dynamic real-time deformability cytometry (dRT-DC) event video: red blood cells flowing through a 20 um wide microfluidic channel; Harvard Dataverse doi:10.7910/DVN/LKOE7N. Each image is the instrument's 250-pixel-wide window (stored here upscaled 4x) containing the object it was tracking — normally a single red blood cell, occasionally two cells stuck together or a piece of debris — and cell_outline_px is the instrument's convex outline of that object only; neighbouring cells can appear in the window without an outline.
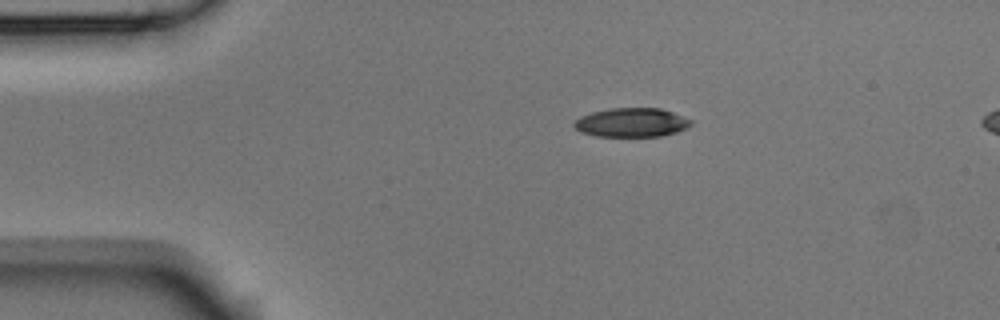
{"species": "Egyptian fruit bat (a non-hibernating species)", "species_latin": "Rousettus aegyptiacus", "temperature_condition": "room temperature", "stored_images_in_passage": 5, "camera_frame_rate_fps": 3000, "um_per_image_px": 0.085, "animal": {"sex": "male"}, "frame": {"image": 1, "passage_image": 4, "time_ms": 1.0, "image_size_px": [1000, 320], "cell_outline_px": [[692, 124], [676, 132], [660, 136], [596, 136], [584, 132], [576, 128], [572, 124], [580, 116], [592, 112], [612, 108], [660, 108], [672, 112], [692, 120]], "centroid_in_image_um": [53.68, 10.4], "position_along_channel_um": 31.3, "area_um2": 19.48}}